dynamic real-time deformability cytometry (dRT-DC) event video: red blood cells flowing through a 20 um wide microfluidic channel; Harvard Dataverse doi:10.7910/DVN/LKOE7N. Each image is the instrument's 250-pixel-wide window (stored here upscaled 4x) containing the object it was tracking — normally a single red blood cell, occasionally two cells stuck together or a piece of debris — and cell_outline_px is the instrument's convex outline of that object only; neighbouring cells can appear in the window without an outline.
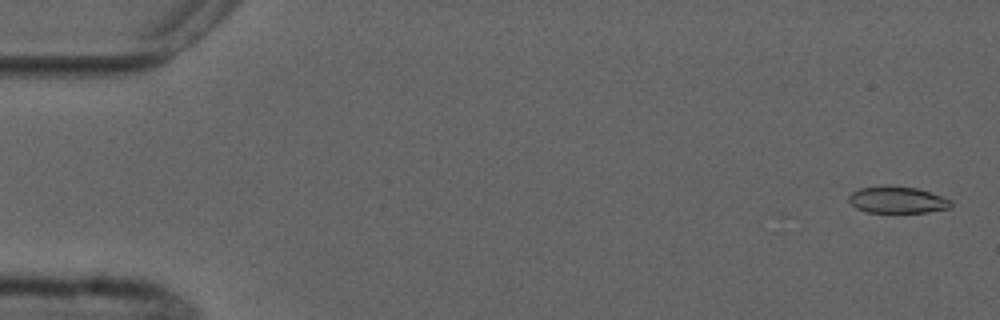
{"species": "common noctule bat (a hibernating species)", "species_latin": "Nyctalus noctula", "temperature_condition": "cold", "stored_images_in_passage": 4, "camera_frame_rate_fps": 3000, "um_per_image_px": 0.085, "animal": {"sex": "male", "forearm_length_mm": 52.5}, "frame": {"image": 1, "passage_image": 1, "time_ms": 0.0, "image_size_px": [1000, 320], "cell_outline_px": [[952, 208], [928, 212], [868, 212], [856, 208], [848, 200], [848, 196], [852, 192], [860, 188], [916, 188], [952, 200]], "centroid_in_image_um": [76.31, 17.03], "position_along_channel_um": 8.7, "area_um2": 15.2}}
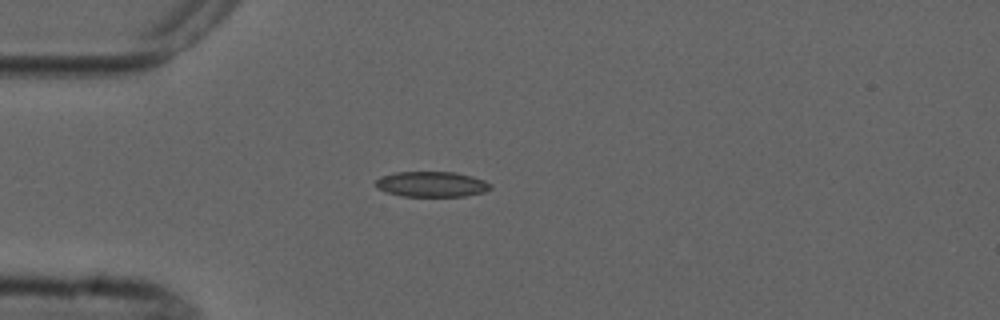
{"frame": {"image": 2, "passage_image": 4, "time_ms": 4.333, "image_size_px": [1000, 320], "cell_outline_px": [[492, 188], [484, 192], [464, 196], [400, 196], [376, 188], [376, 180], [380, 176], [392, 172], [456, 172], [472, 176], [484, 180], [492, 184]], "centroid_in_image_um": [36.69, 15.65], "position_along_channel_um": 48.3, "area_um2": 17.11}}